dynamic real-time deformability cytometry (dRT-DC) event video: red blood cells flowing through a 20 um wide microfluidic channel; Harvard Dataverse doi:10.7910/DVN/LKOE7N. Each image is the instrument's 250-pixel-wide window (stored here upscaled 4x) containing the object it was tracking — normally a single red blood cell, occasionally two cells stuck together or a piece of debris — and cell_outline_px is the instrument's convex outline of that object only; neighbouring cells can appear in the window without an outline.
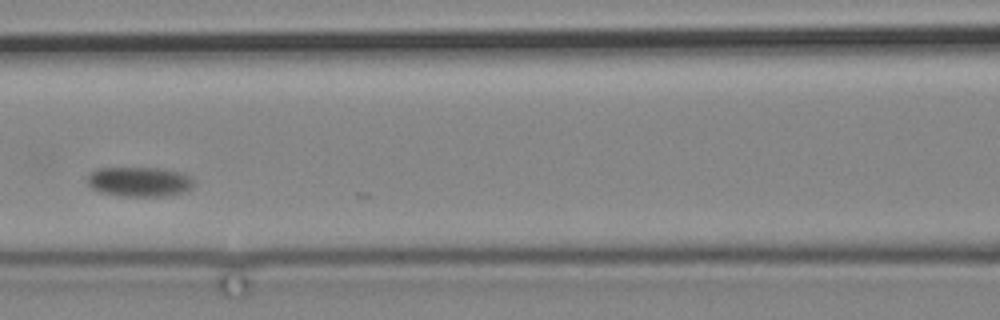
{"species": "common noctule bat (a hibernating species)", "species_latin": "Nyctalus noctula", "temperature_condition": "cold", "stored_images_in_passage": 6, "camera_frame_rate_fps": 3000, "um_per_image_px": 0.085, "animal": {"sex": "male", "body_mass_g": 19.2, "forearm_length_mm": 51.8}, "frame": {"image": 1, "passage_image": 3, "time_ms": 2.667, "image_size_px": [1000, 320], "cell_outline_px": [[192, 188], [180, 192], [164, 196], [124, 196], [100, 192], [92, 188], [84, 180], [88, 172], [96, 168], [160, 168], [180, 172], [192, 176]], "centroid_in_image_um": [11.77, 15.43], "position_along_channel_um": 154.8, "area_um2": 18.55}}
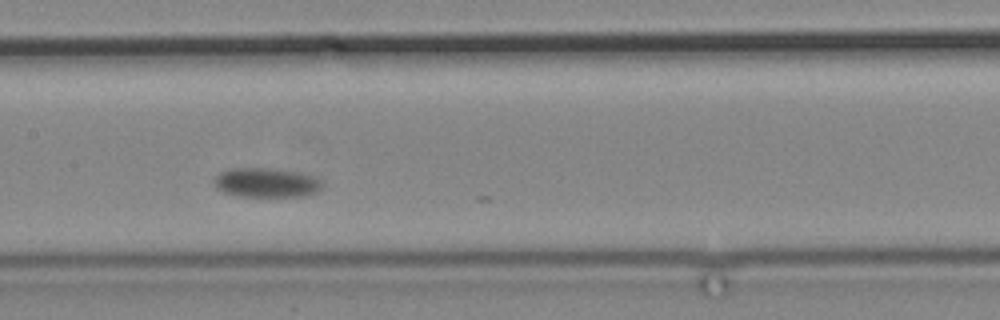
{"frame": {"image": 2, "passage_image": 4, "time_ms": 3.667, "image_size_px": [1000, 320], "cell_outline_px": [[324, 184], [320, 192], [308, 196], [236, 196], [224, 192], [216, 188], [212, 180], [220, 172], [228, 168], [264, 168], [292, 172], [308, 176], [320, 180]], "centroid_in_image_um": [22.6, 15.54], "position_along_channel_um": 184.8, "area_um2": 18.44}}
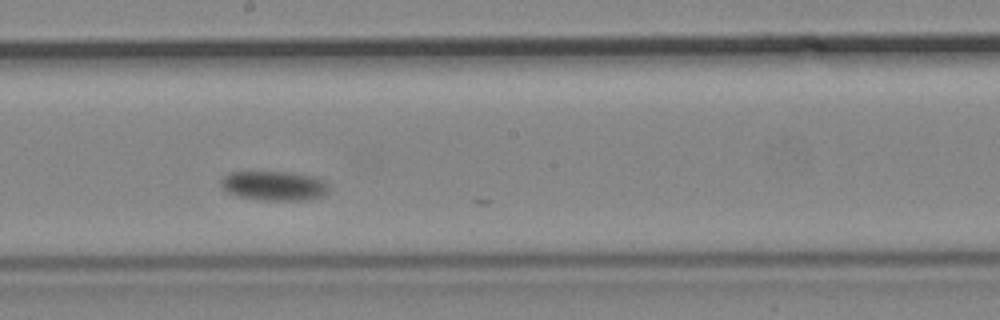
{"frame": {"image": 3, "passage_image": 5, "time_ms": 5.0, "image_size_px": [1000, 320], "cell_outline_px": [[328, 192], [324, 196], [308, 200], [256, 200], [236, 196], [228, 192], [220, 184], [220, 180], [228, 172], [292, 172], [324, 180], [328, 184]], "centroid_in_image_um": [23.29, 15.8], "position_along_channel_um": 224.9, "area_um2": 18.67}}